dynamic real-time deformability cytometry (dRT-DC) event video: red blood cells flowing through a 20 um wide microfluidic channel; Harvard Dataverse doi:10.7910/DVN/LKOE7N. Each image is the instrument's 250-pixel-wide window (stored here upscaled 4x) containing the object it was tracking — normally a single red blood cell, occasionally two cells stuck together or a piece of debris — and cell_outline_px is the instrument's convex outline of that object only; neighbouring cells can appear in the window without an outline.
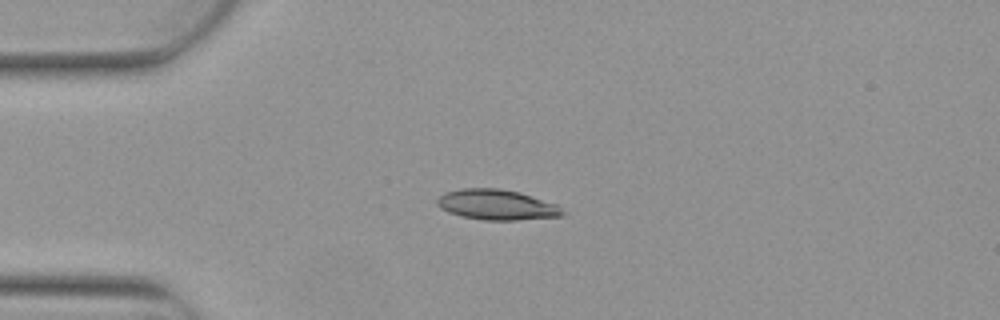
{"species": "Egyptian fruit bat (a non-hibernating species)", "species_latin": "Rousettus aegyptiacus", "temperature_condition": "warm", "stored_images_in_passage": 7, "camera_frame_rate_fps": 3000, "um_per_image_px": 0.085, "animal": {"sex": "female"}, "frame": {"image": 1, "passage_image": 3, "time_ms": 0.667, "image_size_px": [1000, 320], "cell_outline_px": [[564, 216], [516, 220], [484, 220], [460, 216], [448, 212], [440, 208], [436, 204], [436, 200], [444, 192], [464, 188], [500, 188], [520, 192], [556, 204], [564, 212]], "centroid_in_image_um": [42.2, 17.4], "position_along_channel_um": 42.8, "area_um2": 22.25}}
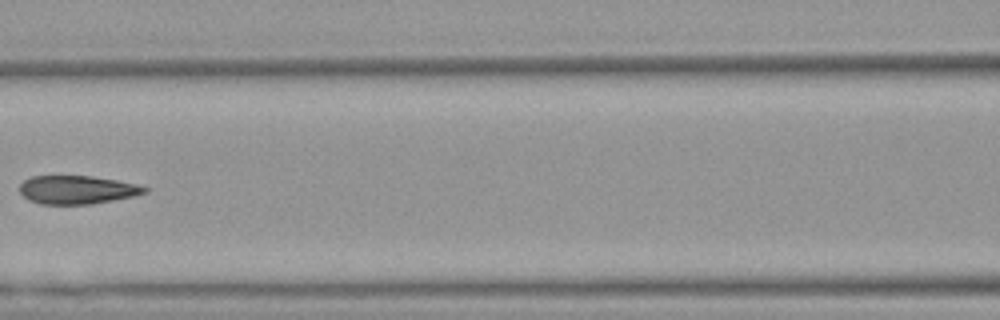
{"frame": {"image": 2, "passage_image": 6, "time_ms": 1.667, "image_size_px": [1000, 320], "cell_outline_px": [[148, 192], [132, 196], [92, 204], [40, 204], [28, 200], [20, 192], [20, 184], [24, 180], [32, 176], [92, 176], [140, 184], [148, 188]], "centroid_in_image_um": [6.56, 16.13], "position_along_channel_um": 160.0, "area_um2": 20.69}}
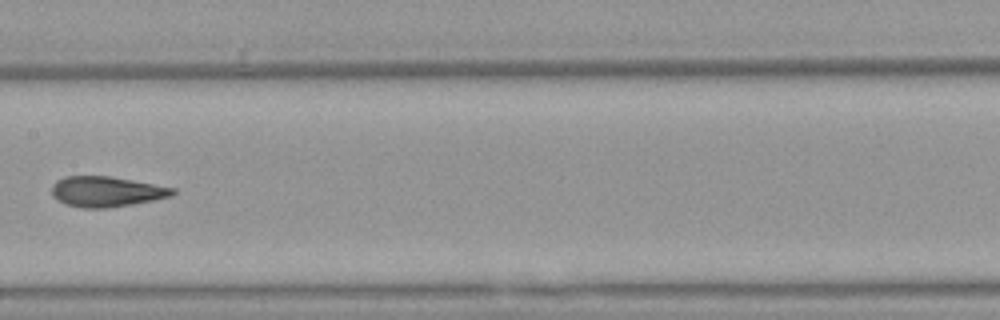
{"frame": {"image": 3, "passage_image": 7, "time_ms": 2.0, "image_size_px": [1000, 320], "cell_outline_px": [[176, 192], [172, 196], [132, 204], [108, 208], [80, 208], [64, 204], [56, 200], [52, 196], [52, 184], [56, 180], [64, 176], [112, 176], [176, 188]], "centroid_in_image_um": [9.01, 16.28], "position_along_channel_um": 198.4, "area_um2": 21.68}}